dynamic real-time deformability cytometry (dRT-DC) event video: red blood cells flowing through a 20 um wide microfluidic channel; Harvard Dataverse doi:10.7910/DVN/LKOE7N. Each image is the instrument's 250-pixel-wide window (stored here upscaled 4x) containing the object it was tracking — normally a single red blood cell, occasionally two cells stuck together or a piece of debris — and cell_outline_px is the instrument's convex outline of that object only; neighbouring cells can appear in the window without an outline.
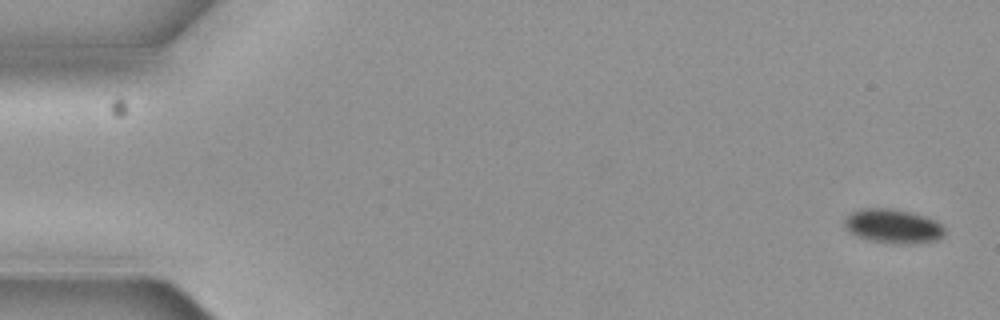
{"species": "common noctule bat (a hibernating species)", "species_latin": "Nyctalus noctula", "temperature_condition": "cold", "stored_images_in_passage": 3, "camera_frame_rate_fps": 3000, "um_per_image_px": 0.085, "animal": {"sex": "female", "body_mass_g": 19.3, "forearm_length_mm": 54.1}, "frame": {"image": 1, "passage_image": 1, "time_ms": 0.0, "image_size_px": [1000, 320], "cell_outline_px": [[944, 232], [936, 240], [872, 240], [860, 236], [844, 228], [844, 216], [860, 208], [896, 208], [912, 212], [936, 220], [944, 228]], "centroid_in_image_um": [75.83, 19.11], "position_along_channel_um": 9.2, "area_um2": 18.79}}